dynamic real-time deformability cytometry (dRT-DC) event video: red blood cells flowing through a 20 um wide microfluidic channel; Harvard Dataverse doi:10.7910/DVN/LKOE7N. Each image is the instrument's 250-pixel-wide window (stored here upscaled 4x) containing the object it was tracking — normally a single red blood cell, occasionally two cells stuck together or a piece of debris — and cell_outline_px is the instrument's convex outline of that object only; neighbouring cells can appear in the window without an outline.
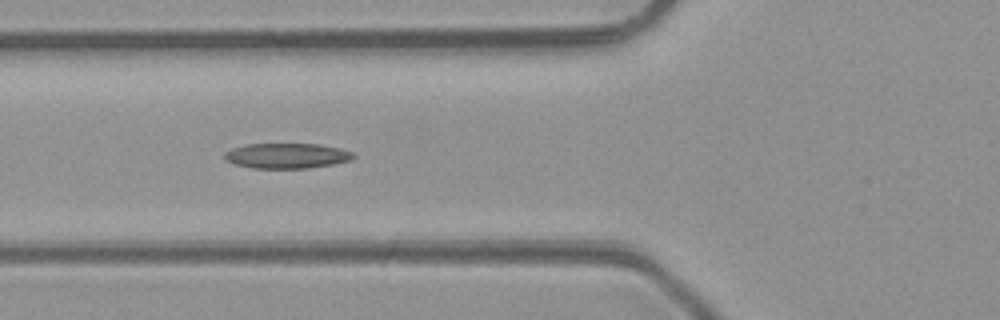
{"species": "common noctule bat (a hibernating species)", "species_latin": "Nyctalus noctula", "temperature_condition": "room temperature", "stored_images_in_passage": 6, "camera_frame_rate_fps": 3000, "um_per_image_px": 0.085, "animal": {"sex": "male", "body_mass_g": 23.1, "forearm_length_mm": 52.7}, "frame": {"image": 1, "passage_image": 5, "time_ms": 4.333, "image_size_px": [1000, 320], "cell_outline_px": [[356, 156], [352, 160], [332, 164], [308, 168], [252, 168], [236, 164], [224, 160], [224, 152], [232, 148], [248, 144], [316, 144], [340, 148], [352, 152]], "centroid_in_image_um": [24.37, 13.24], "position_along_channel_um": 101.4, "area_um2": 18.9}}
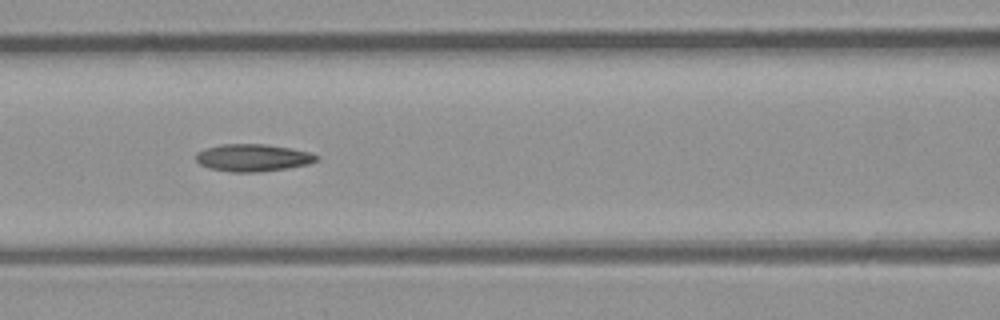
{"frame": {"image": 2, "passage_image": 6, "time_ms": 5.333, "image_size_px": [1000, 320], "cell_outline_px": [[320, 160], [308, 164], [284, 168], [256, 172], [232, 172], [208, 168], [200, 164], [196, 160], [196, 152], [220, 144], [264, 144], [288, 148], [308, 152], [320, 156]], "centroid_in_image_um": [21.48, 13.41], "position_along_channel_um": 145.1, "area_um2": 19.02}}